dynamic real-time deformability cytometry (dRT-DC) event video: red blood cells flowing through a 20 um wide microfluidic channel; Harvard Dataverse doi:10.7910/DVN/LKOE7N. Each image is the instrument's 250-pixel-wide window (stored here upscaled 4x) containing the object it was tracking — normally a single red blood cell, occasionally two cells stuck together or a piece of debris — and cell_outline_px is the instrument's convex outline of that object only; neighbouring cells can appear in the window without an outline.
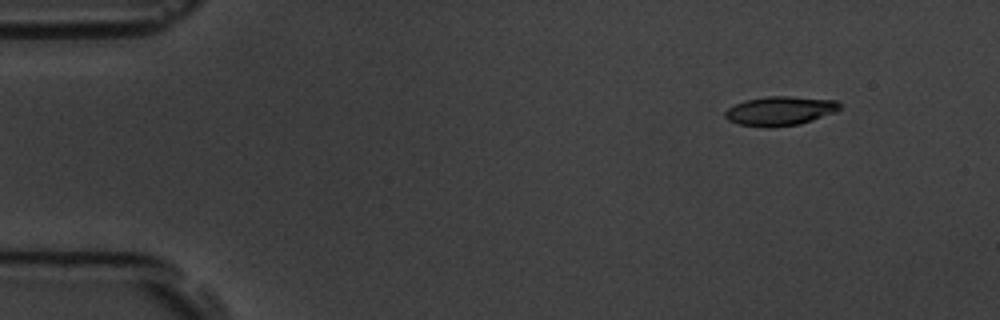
{"species": "common noctule bat (a hibernating species)", "species_latin": "Nyctalus noctula", "temperature_condition": "room temperature", "stored_images_in_passage": 4, "camera_frame_rate_fps": 3000, "um_per_image_px": 0.085, "animal": {"sex": "male", "body_mass_g": 19.5, "forearm_length_mm": 54.6}, "frame": {"image": 1, "passage_image": 2, "time_ms": 1.0, "image_size_px": [1000, 320], "cell_outline_px": [[840, 108], [836, 112], [800, 124], [768, 128], [740, 124], [728, 120], [724, 116], [724, 112], [728, 108], [744, 100], [768, 96], [792, 96], [836, 100], [840, 104]], "centroid_in_image_um": [66.3, 9.42], "position_along_channel_um": 18.7, "area_um2": 19.54}}